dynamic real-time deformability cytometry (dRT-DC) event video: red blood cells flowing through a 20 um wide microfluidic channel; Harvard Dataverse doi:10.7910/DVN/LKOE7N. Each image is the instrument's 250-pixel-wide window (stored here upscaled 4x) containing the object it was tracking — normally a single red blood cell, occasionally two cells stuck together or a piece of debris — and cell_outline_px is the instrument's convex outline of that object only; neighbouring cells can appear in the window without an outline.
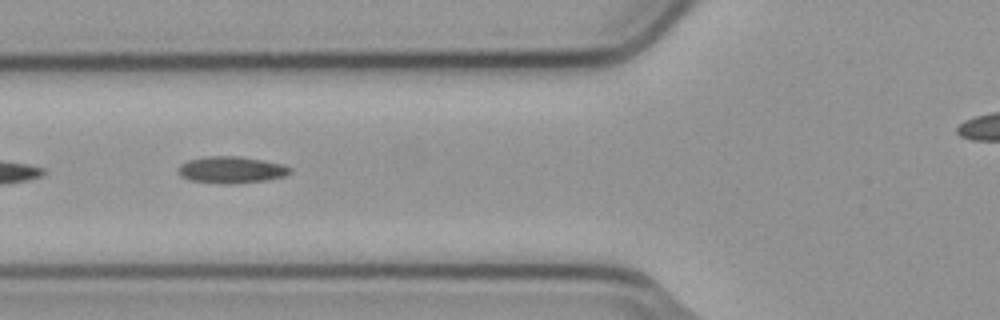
{"species": "common noctule bat (a hibernating species)", "species_latin": "Nyctalus noctula", "temperature_condition": "cold", "stored_images_in_passage": 5, "camera_frame_rate_fps": 3000, "um_per_image_px": 0.085, "animal": {"sex": "male", "body_mass_g": 23.1, "forearm_length_mm": 52.7}, "frame": {"image": 1, "passage_image": 4, "time_ms": 1.0, "image_size_px": [1000, 320], "cell_outline_px": [[292, 172], [284, 176], [264, 180], [232, 184], [224, 184], [192, 180], [180, 176], [176, 168], [180, 164], [188, 160], [208, 156], [240, 156], [284, 164], [292, 168]], "centroid_in_image_um": [19.66, 14.43], "position_along_channel_um": 106.1, "area_um2": 17.46}}
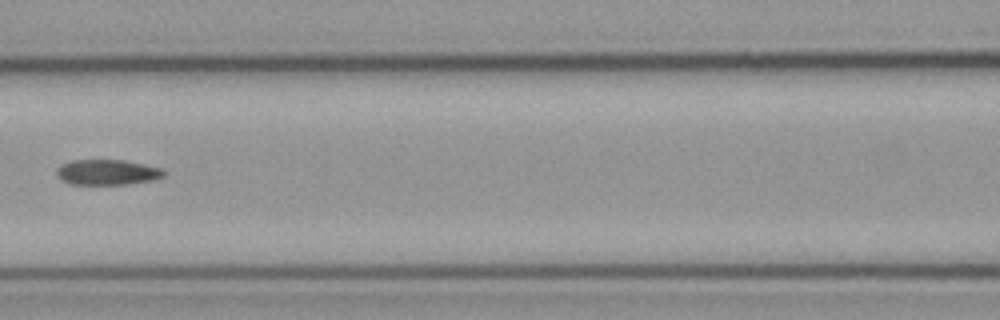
{"frame": {"image": 2, "passage_image": 5, "time_ms": 1.333, "image_size_px": [1000, 320], "cell_outline_px": [[164, 176], [152, 180], [128, 184], [68, 184], [60, 180], [56, 172], [56, 168], [60, 164], [72, 160], [124, 160], [160, 168], [164, 172]], "centroid_in_image_um": [9.04, 14.64], "position_along_channel_um": 157.6, "area_um2": 15.84}}